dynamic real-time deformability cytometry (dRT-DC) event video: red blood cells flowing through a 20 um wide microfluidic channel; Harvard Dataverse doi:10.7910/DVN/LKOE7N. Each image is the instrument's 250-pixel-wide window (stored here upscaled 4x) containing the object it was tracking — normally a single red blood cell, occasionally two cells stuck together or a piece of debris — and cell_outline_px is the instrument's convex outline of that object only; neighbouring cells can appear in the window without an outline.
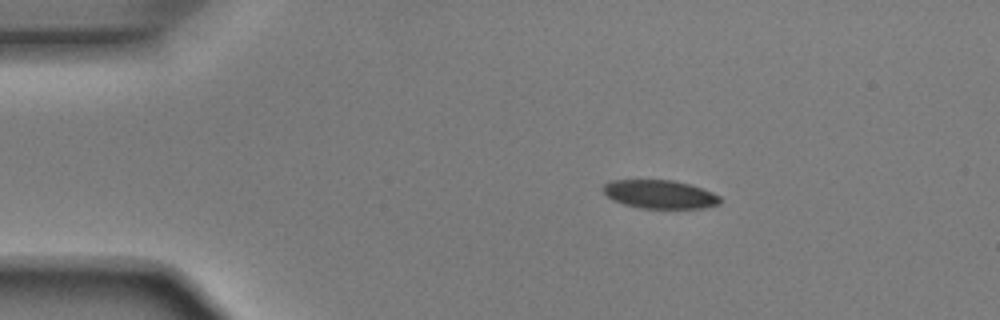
{"species": "Egyptian fruit bat (a non-hibernating species)", "species_latin": "Rousettus aegyptiacus", "temperature_condition": "room temperature", "stored_images_in_passage": 44, "camera_frame_rate_fps": 3000, "um_per_image_px": 0.085, "animal": {"sex": "male"}, "frame": {"image": 1, "passage_image": 1, "time_ms": 0.0, "image_size_px": [1000, 320], "cell_outline_px": [[720, 204], [700, 208], [640, 208], [624, 204], [612, 200], [604, 192], [604, 184], [608, 180], [672, 180], [704, 188], [720, 196]], "centroid_in_image_um": [56.08, 16.51], "position_along_channel_um": 28.9, "area_um2": 19.36}}
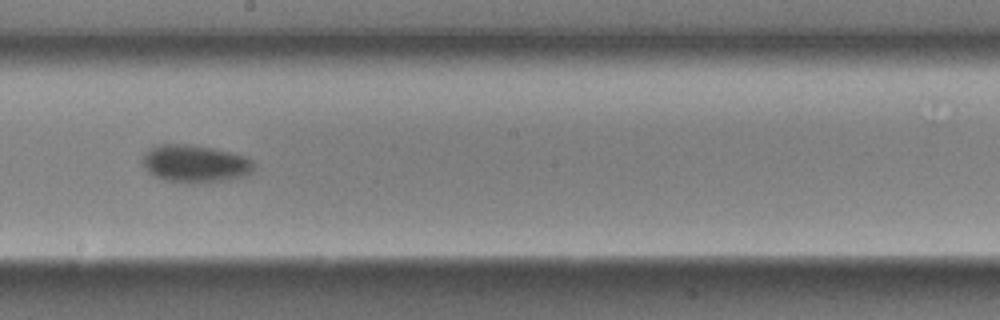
{"frame": {"image": 2, "passage_image": 21, "time_ms": 6.667, "image_size_px": [1000, 320], "cell_outline_px": [[256, 168], [252, 172], [244, 176], [224, 180], [192, 184], [164, 180], [148, 172], [144, 168], [140, 160], [144, 152], [148, 148], [156, 144], [188, 144], [212, 148], [248, 156], [256, 164]], "centroid_in_image_um": [16.56, 13.91], "position_along_channel_um": 231.6, "area_um2": 24.91}}
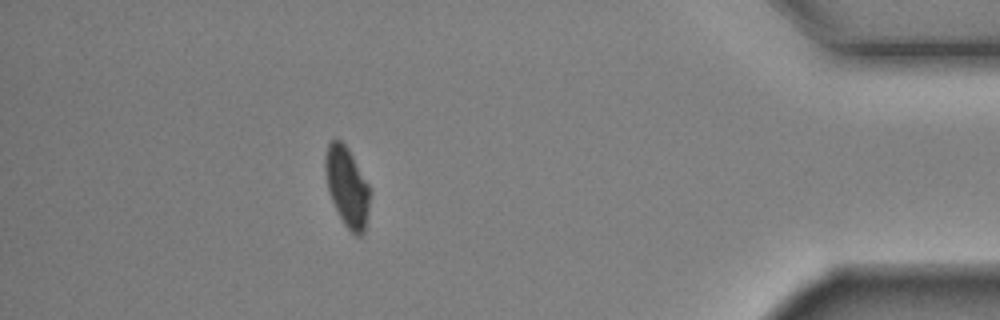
{"frame": {"image": 3, "passage_image": 38, "time_ms": 12.333, "image_size_px": [1000, 320], "cell_outline_px": [[368, 212], [364, 232], [360, 236], [356, 236], [344, 224], [328, 192], [324, 168], [324, 156], [328, 144], [332, 140], [340, 140], [348, 148], [368, 184]], "centroid_in_image_um": [29.46, 15.86], "position_along_channel_um": 405.7, "area_um2": 20.35}, "authors_computed_cell_mechanics": {"area_um2": 21.8195, "velocity_mm_per_s": 3.9068, "shape_relaxation_time_tau1_ms": 1.9506, "shape_relaxation_time_tau2_ms": 1.3085, "deformation_change_tau1": 0.1021, "deformation_change_tau2": 0.0385}}